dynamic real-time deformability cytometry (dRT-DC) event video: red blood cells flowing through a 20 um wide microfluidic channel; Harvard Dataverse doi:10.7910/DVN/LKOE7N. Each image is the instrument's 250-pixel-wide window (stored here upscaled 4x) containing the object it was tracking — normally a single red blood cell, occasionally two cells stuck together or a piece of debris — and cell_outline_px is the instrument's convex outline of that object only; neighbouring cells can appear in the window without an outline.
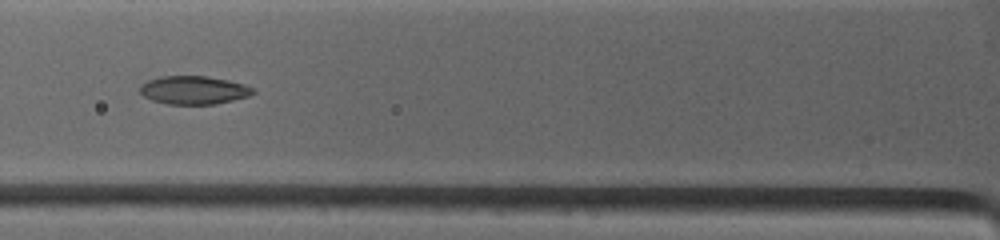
{"species": "common noctule bat (a hibernating species)", "species_latin": "Nyctalus noctula", "temperature_condition": "warm", "stored_images_in_passage": 5, "camera_frame_rate_fps": 4500, "um_per_image_px": 0.085, "animal": {"sex": "female", "body_mass_g": 19.0, "forearm_length_mm": 53.3}, "frame": {"image": 1, "passage_image": 3, "time_ms": 2.0, "image_size_px": [1000, 240], "cell_outline_px": [[256, 92], [248, 96], [216, 104], [168, 104], [152, 100], [144, 96], [140, 92], [140, 88], [148, 80], [164, 76], [204, 76], [228, 80], [244, 84], [252, 88]], "centroid_in_image_um": [16.48, 7.66], "position_along_channel_um": 109.3, "area_um2": 18.38}}
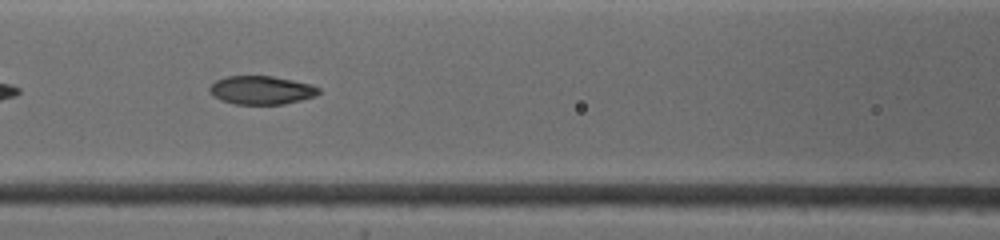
{"frame": {"image": 2, "passage_image": 4, "time_ms": 2.889, "image_size_px": [1000, 240], "cell_outline_px": [[320, 92], [316, 96], [284, 104], [236, 104], [220, 100], [212, 96], [208, 92], [208, 88], [216, 80], [228, 76], [272, 76], [292, 80], [308, 84], [320, 88]], "centroid_in_image_um": [22.18, 7.67], "position_along_channel_um": 144.4, "area_um2": 18.09}}
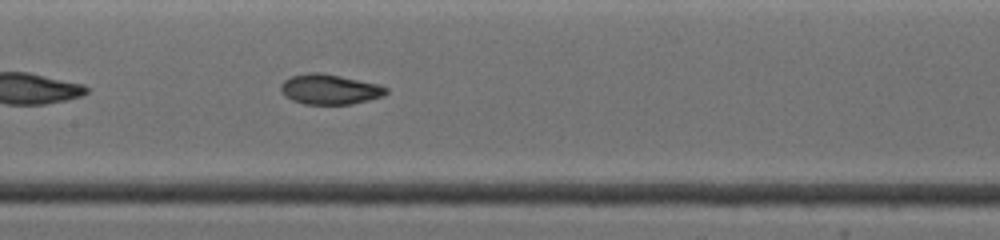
{"frame": {"image": 3, "passage_image": 5, "time_ms": 3.778, "image_size_px": [1000, 240], "cell_outline_px": [[388, 92], [384, 96], [352, 104], [304, 104], [292, 100], [284, 96], [280, 92], [280, 84], [284, 80], [292, 76], [316, 72], [376, 84], [388, 88]], "centroid_in_image_um": [27.98, 7.62], "position_along_channel_um": 179.4, "area_um2": 18.15}}